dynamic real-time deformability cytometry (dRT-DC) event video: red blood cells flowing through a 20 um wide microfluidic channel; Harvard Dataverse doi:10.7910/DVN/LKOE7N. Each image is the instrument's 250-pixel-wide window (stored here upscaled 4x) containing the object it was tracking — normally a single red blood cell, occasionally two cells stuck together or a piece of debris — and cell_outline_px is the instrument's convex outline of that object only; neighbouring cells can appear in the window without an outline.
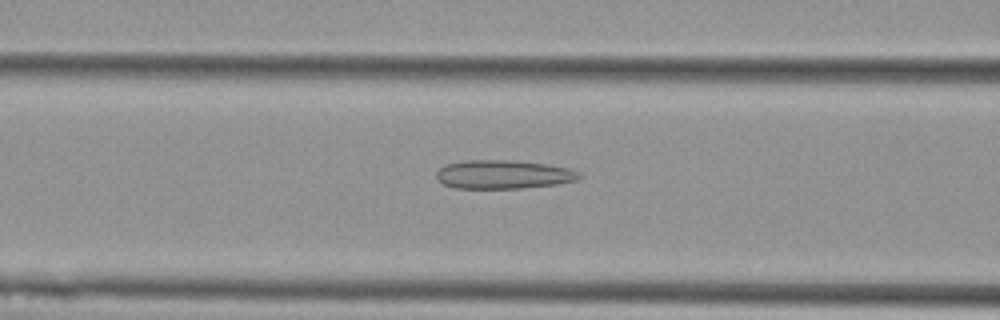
{"species": "Egyptian fruit bat (a non-hibernating species)", "species_latin": "Rousettus aegyptiacus", "temperature_condition": "cold", "stored_images_in_passage": 31, "camera_frame_rate_fps": 3000, "um_per_image_px": 0.085, "animal": {"sex": "female"}, "frame": {"image": 1, "passage_image": 16, "time_ms": 5.0, "image_size_px": [1000, 320], "cell_outline_px": [[584, 176], [576, 180], [556, 184], [520, 188], [452, 188], [444, 184], [436, 176], [436, 172], [444, 164], [468, 160], [516, 160], [548, 164], [568, 168], [580, 172]], "centroid_in_image_um": [42.8, 14.82], "position_along_channel_um": 123.8, "area_um2": 23.99}}
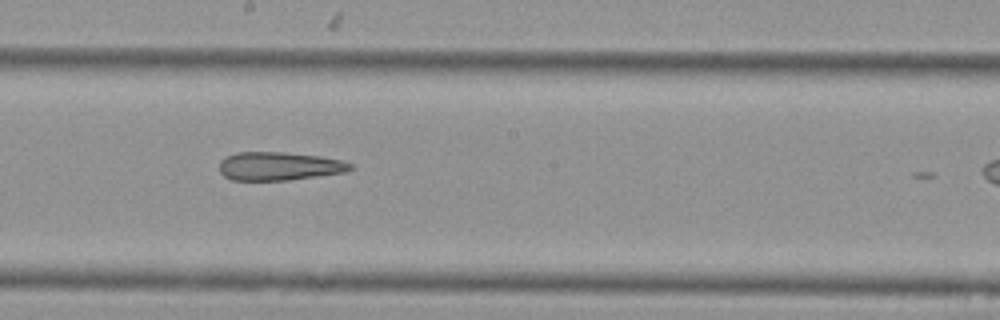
{"frame": {"image": 2, "passage_image": 24, "time_ms": 7.667, "image_size_px": [1000, 320], "cell_outline_px": [[356, 168], [348, 172], [288, 180], [232, 180], [224, 176], [220, 172], [220, 160], [224, 156], [236, 152], [284, 152], [320, 156], [344, 160], [352, 164]], "centroid_in_image_um": [23.77, 14.12], "position_along_channel_um": 224.4, "area_um2": 22.02}}
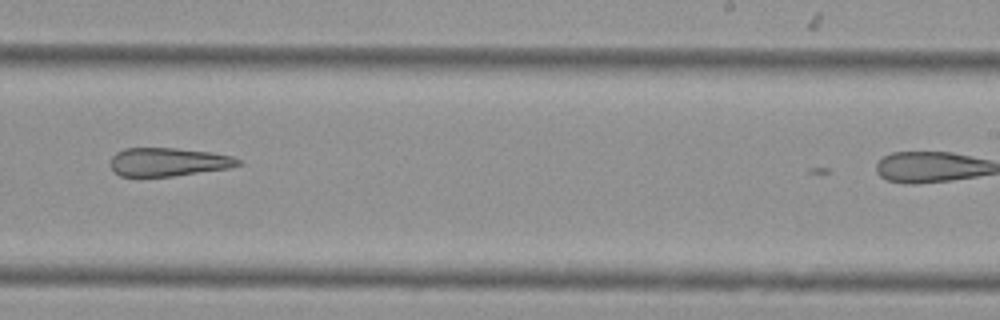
{"frame": {"image": 3, "passage_image": 28, "time_ms": 9.0, "image_size_px": [1000, 320], "cell_outline_px": [[244, 164], [228, 168], [172, 176], [120, 176], [112, 168], [112, 156], [116, 152], [124, 148], [176, 148], [212, 152], [232, 156], [240, 160]], "centroid_in_image_um": [14.34, 13.75], "position_along_channel_um": 274.7, "area_um2": 21.04}}